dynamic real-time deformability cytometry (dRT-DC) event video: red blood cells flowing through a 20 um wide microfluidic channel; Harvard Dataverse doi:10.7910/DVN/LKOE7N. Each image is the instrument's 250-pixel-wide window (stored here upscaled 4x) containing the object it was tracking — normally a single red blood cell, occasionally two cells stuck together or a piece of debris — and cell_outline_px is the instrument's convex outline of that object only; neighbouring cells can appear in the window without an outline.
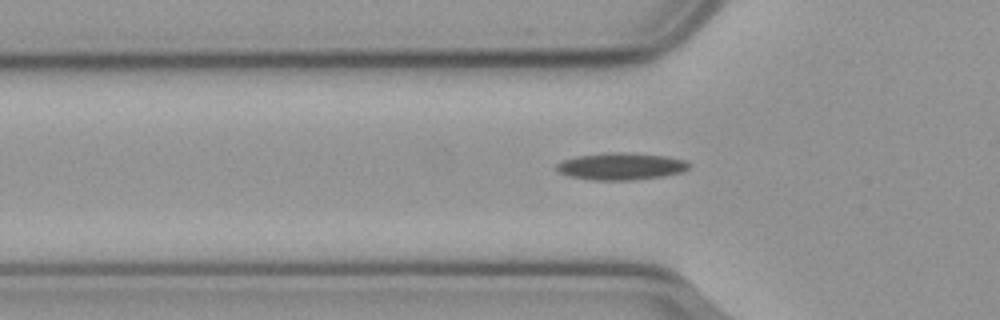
{"species": "common noctule bat (a hibernating species)", "species_latin": "Nyctalus noctula", "temperature_condition": "cold", "stored_images_in_passage": 36, "camera_frame_rate_fps": 3000, "um_per_image_px": 0.085, "animal": {"sex": "male", "body_mass_g": 23.1, "forearm_length_mm": 52.7}, "frame": {"image": 1, "passage_image": 4, "time_ms": 1.0, "image_size_px": [1000, 320], "cell_outline_px": [[688, 168], [680, 172], [664, 176], [632, 180], [592, 180], [568, 176], [560, 172], [556, 168], [556, 164], [564, 160], [576, 156], [612, 152], [624, 152], [664, 156], [684, 160], [688, 164]], "centroid_in_image_um": [52.74, 14.14], "position_along_channel_um": 73.1, "area_um2": 20.63}}
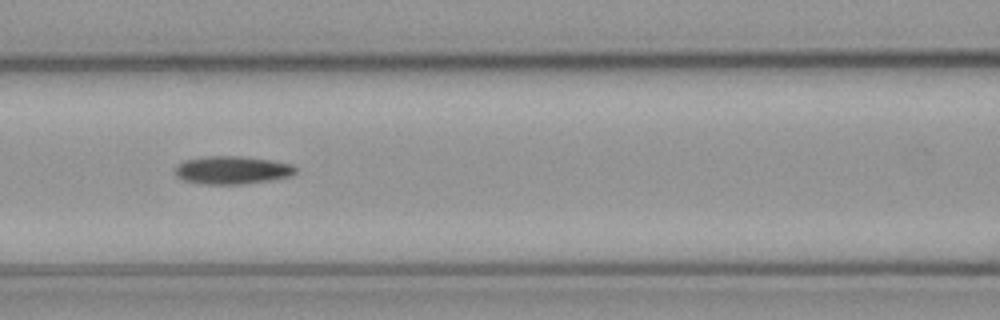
{"frame": {"image": 2, "passage_image": 10, "time_ms": 3.0, "image_size_px": [1000, 320], "cell_outline_px": [[296, 172], [288, 176], [268, 180], [240, 184], [200, 184], [184, 180], [176, 176], [176, 164], [184, 160], [208, 156], [240, 156], [272, 160], [292, 164], [296, 168]], "centroid_in_image_um": [19.7, 14.45], "position_along_channel_um": 146.9, "area_um2": 19.54}}
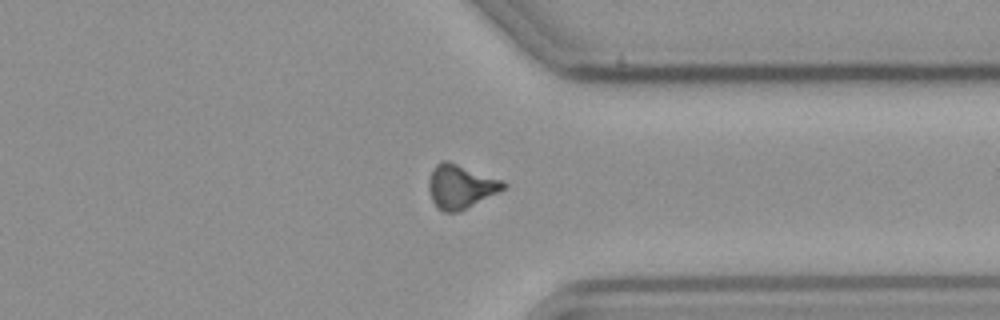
{"frame": {"image": 3, "passage_image": 29, "time_ms": 9.333, "image_size_px": [1000, 320], "cell_outline_px": [[508, 188], [460, 212], [444, 212], [436, 208], [432, 200], [428, 188], [428, 180], [436, 164], [444, 160], [448, 160], [504, 180], [508, 184]], "centroid_in_image_um": [39.2, 15.86], "position_along_channel_um": 372.2, "area_um2": 19.54}}